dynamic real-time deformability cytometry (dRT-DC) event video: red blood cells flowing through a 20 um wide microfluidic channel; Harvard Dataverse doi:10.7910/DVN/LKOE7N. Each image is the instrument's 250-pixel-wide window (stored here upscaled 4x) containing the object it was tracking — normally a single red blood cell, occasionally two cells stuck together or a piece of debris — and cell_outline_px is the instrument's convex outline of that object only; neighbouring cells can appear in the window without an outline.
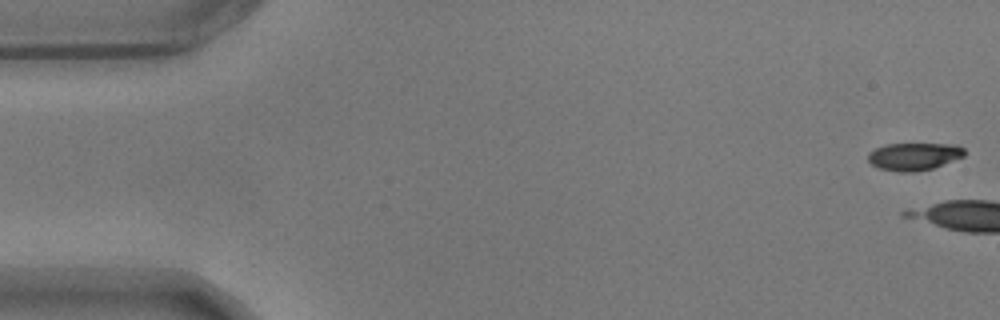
{"species": "common noctule bat (a hibernating species)", "species_latin": "Nyctalus noctula", "temperature_condition": "warm", "stored_images_in_passage": 11, "camera_frame_rate_fps": 3000, "um_per_image_px": 0.085, "animal": {"sex": "male", "body_mass_g": 17.9}, "frame": {"image": 1, "passage_image": 1, "time_ms": 0.0, "image_size_px": [1000, 320], "cell_outline_px": [[964, 156], [932, 168], [912, 172], [900, 172], [880, 168], [872, 164], [868, 160], [868, 152], [884, 144], [956, 144], [964, 148]], "centroid_in_image_um": [77.67, 13.28], "position_along_channel_um": 7.3, "area_um2": 15.32}}